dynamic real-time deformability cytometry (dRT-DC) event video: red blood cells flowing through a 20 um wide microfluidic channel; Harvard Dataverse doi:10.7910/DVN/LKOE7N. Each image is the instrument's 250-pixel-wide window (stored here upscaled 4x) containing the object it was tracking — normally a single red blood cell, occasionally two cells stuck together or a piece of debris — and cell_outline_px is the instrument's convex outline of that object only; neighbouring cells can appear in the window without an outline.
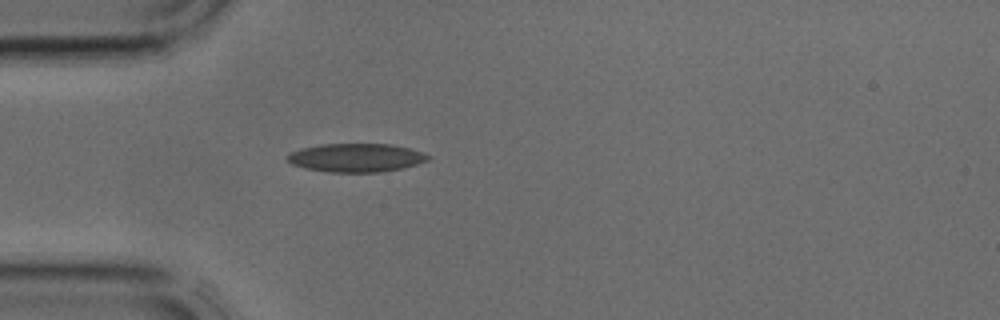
{"species": "common noctule bat (a hibernating species)", "species_latin": "Nyctalus noctula", "temperature_condition": "cold", "stored_images_in_passage": 29, "camera_frame_rate_fps": 3000, "um_per_image_px": 0.085, "animal": {"sex": "male", "body_mass_g": 17.9, "forearm_length_mm": 54.2}, "frame": {"image": 1, "passage_image": 1, "time_ms": 0.0, "image_size_px": [1000, 320], "cell_outline_px": [[432, 156], [428, 160], [404, 168], [380, 172], [328, 172], [304, 168], [292, 164], [284, 156], [300, 148], [320, 144], [392, 144], [424, 152]], "centroid_in_image_um": [30.27, 13.4], "position_along_channel_um": 54.7, "area_um2": 23.52}}
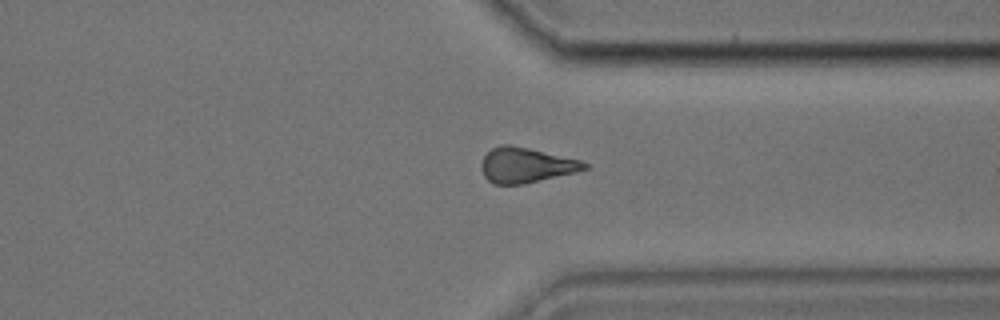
{"frame": {"image": 2, "passage_image": 20, "time_ms": 6.333, "image_size_px": [1000, 320], "cell_outline_px": [[588, 168], [576, 172], [524, 184], [492, 184], [484, 176], [480, 168], [480, 164], [484, 156], [492, 148], [500, 144], [512, 144], [580, 160], [588, 164]], "centroid_in_image_um": [44.67, 14.03], "position_along_channel_um": 366.7, "area_um2": 21.15}}
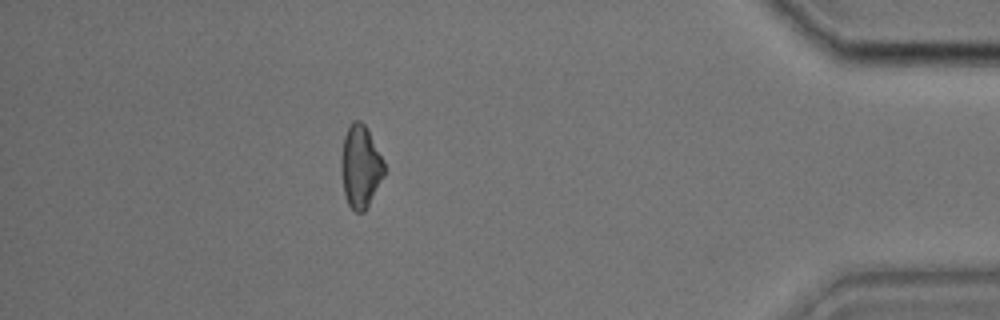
{"frame": {"image": 3, "passage_image": 25, "time_ms": 8.0, "image_size_px": [1000, 320], "cell_outline_px": [[384, 176], [364, 212], [356, 212], [348, 204], [344, 192], [340, 172], [340, 160], [344, 136], [352, 120], [360, 120], [364, 124], [384, 160]], "centroid_in_image_um": [30.62, 14.15], "position_along_channel_um": 404.6, "area_um2": 20.63}}